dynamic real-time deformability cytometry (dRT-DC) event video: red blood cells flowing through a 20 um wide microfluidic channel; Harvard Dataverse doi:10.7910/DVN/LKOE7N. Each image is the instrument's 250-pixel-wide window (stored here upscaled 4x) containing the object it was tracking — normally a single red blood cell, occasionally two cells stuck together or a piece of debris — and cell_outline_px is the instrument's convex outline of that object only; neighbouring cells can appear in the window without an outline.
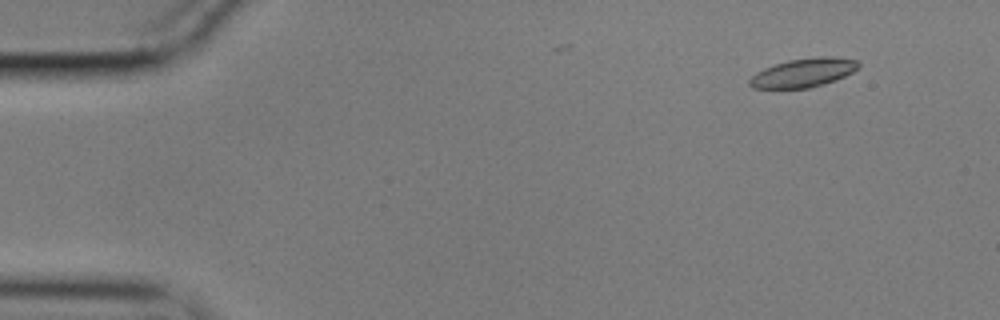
{"species": "common noctule bat (a hibernating species)", "species_latin": "Nyctalus noctula", "temperature_condition": "cold", "stored_images_in_passage": 10, "camera_frame_rate_fps": 3000, "um_per_image_px": 0.085, "animal": {"sex": "male", "body_mass_g": 17.9}, "frame": {"image": 1, "passage_image": 6, "time_ms": 1.667, "image_size_px": [1000, 320], "cell_outline_px": [[860, 68], [836, 80], [808, 88], [752, 88], [748, 84], [748, 80], [756, 72], [764, 68], [788, 60], [820, 56], [836, 56], [856, 60], [860, 64]], "centroid_in_image_um": [68.3, 6.17], "position_along_channel_um": 16.7, "area_um2": 18.32}}